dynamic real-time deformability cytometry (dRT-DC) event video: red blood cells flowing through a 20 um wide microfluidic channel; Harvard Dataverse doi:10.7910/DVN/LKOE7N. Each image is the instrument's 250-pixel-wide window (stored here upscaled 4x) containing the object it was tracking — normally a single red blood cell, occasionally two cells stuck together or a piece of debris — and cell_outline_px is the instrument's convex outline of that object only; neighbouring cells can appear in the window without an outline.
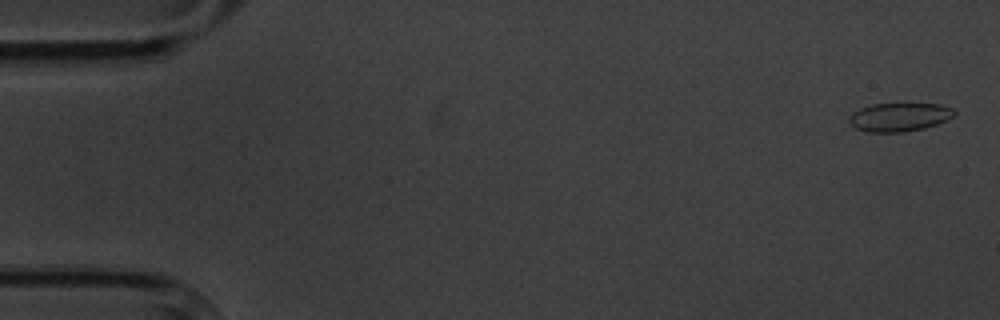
{"species": "common noctule bat (a hibernating species)", "species_latin": "Nyctalus noctula", "temperature_condition": "cold", "stored_images_in_passage": 4, "camera_frame_rate_fps": 3000, "um_per_image_px": 0.085, "animal": {"sex": "male", "body_mass_g": 20.1, "forearm_length_mm": 53.5}, "frame": {"image": 1, "passage_image": 1, "time_ms": 0.0, "image_size_px": [1000, 320], "cell_outline_px": [[956, 112], [952, 116], [936, 124], [924, 128], [904, 132], [868, 132], [856, 128], [848, 120], [848, 116], [852, 112], [860, 108], [872, 104], [904, 100], [940, 104], [952, 108]], "centroid_in_image_um": [76.43, 9.88], "position_along_channel_um": 8.6, "area_um2": 18.32}}
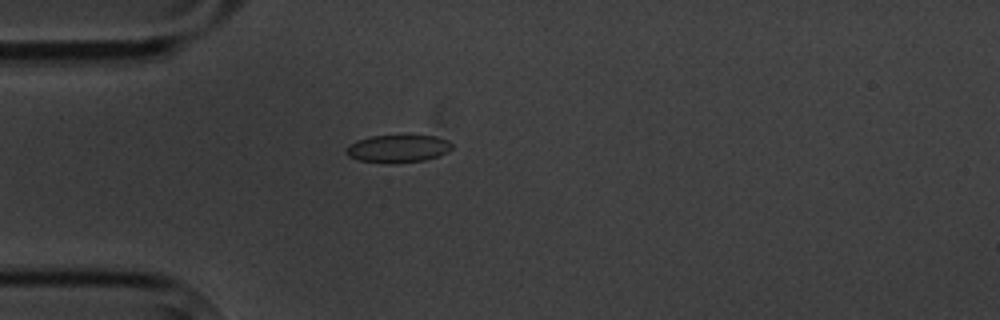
{"frame": {"image": 2, "passage_image": 4, "time_ms": 4.667, "image_size_px": [1000, 320], "cell_outline_px": [[452, 148], [448, 152], [440, 156], [424, 160], [392, 164], [360, 160], [348, 156], [344, 152], [344, 148], [348, 144], [356, 140], [372, 136], [436, 136], [448, 140], [452, 144]], "centroid_in_image_um": [33.8, 12.64], "position_along_channel_um": 51.2, "area_um2": 17.22}}